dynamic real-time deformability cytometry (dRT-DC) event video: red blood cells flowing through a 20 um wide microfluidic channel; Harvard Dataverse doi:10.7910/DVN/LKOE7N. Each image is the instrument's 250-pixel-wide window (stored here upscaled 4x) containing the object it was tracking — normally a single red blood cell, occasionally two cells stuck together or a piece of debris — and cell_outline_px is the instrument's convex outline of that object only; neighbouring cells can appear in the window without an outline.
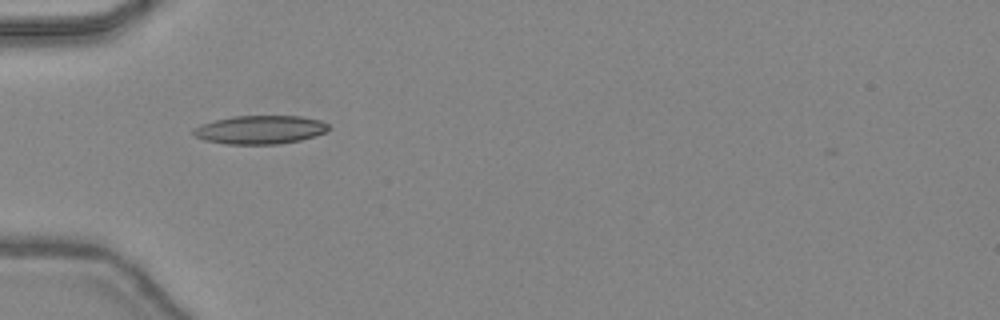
{"species": "common noctule bat (a hibernating species)", "species_latin": "Nyctalus noctula", "temperature_condition": "warm", "stored_images_in_passage": 9, "camera_frame_rate_fps": 3000, "um_per_image_px": 0.085, "animal": {"sex": "female", "body_mass_g": 24.6, "forearm_length_mm": 56.2}, "frame": {"image": 1, "passage_image": 1, "time_ms": 0.0, "image_size_px": [1000, 320], "cell_outline_px": [[328, 128], [324, 132], [316, 136], [300, 140], [280, 144], [224, 144], [204, 140], [196, 136], [192, 132], [192, 128], [200, 124], [232, 116], [300, 116], [320, 120], [328, 124]], "centroid_in_image_um": [22.08, 11.03], "position_along_channel_um": 62.9, "area_um2": 22.48}}
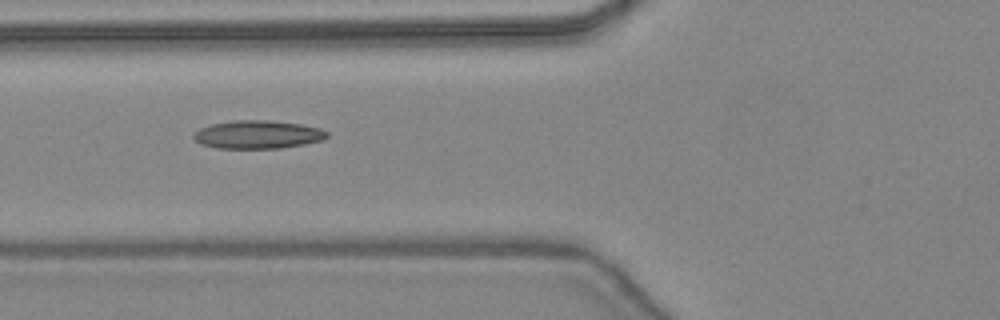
{"frame": {"image": 2, "passage_image": 4, "time_ms": 1.0, "image_size_px": [1000, 320], "cell_outline_px": [[328, 136], [324, 140], [304, 144], [280, 148], [216, 148], [200, 144], [192, 136], [192, 132], [200, 128], [212, 124], [236, 120], [268, 120], [300, 124], [320, 128], [328, 132]], "centroid_in_image_um": [21.9, 11.44], "position_along_channel_um": 103.9, "area_um2": 21.96}}
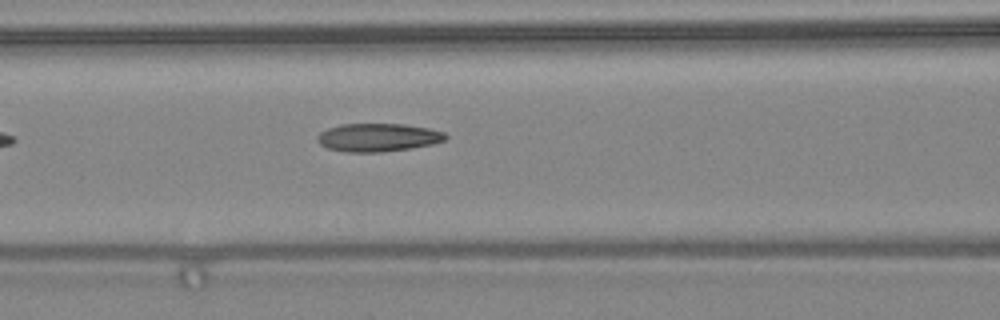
{"frame": {"image": 3, "passage_image": 6, "time_ms": 1.667, "image_size_px": [1000, 320], "cell_outline_px": [[448, 136], [444, 140], [432, 144], [408, 148], [380, 152], [348, 152], [328, 148], [320, 144], [316, 140], [316, 136], [320, 132], [328, 128], [340, 124], [404, 124], [428, 128], [444, 132]], "centroid_in_image_um": [32.09, 11.67], "position_along_channel_um": 134.5, "area_um2": 20.92}}